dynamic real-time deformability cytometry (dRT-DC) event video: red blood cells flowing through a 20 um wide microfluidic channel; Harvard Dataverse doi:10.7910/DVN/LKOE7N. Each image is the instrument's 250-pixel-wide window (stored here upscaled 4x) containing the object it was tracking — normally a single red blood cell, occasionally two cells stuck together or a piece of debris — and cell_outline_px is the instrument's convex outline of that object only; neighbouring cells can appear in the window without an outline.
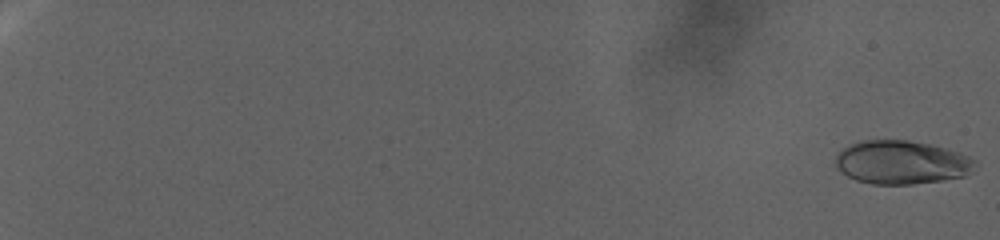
{"species": "human", "species_latin": "Homo sapiens", "temperature_condition": "warm", "stored_images_in_passage": 114, "camera_frame_rate_fps": 3000, "um_per_image_px": 0.085, "donor": {"sex": "female"}, "frame": {"image": 1, "passage_image": 1, "time_ms": 0.0, "image_size_px": [1000, 240], "cell_outline_px": [[976, 160], [964, 176], [940, 180], [912, 184], [872, 184], [856, 180], [848, 176], [836, 168], [836, 156], [844, 148], [852, 144], [864, 140], [908, 140], [928, 144], [960, 152]], "centroid_in_image_um": [76.59, 13.8], "position_along_channel_um": 8.4, "area_um2": 34.85}}
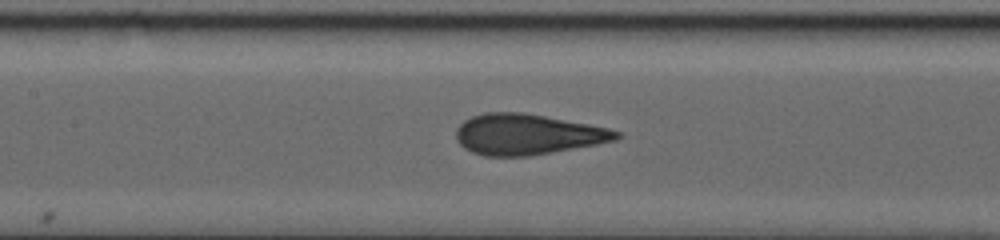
{"frame": {"image": 2, "passage_image": 64, "time_ms": 21.0, "image_size_px": [1000, 240], "cell_outline_px": [[620, 136], [616, 140], [596, 144], [528, 156], [484, 156], [472, 152], [464, 148], [456, 140], [456, 128], [464, 120], [472, 116], [484, 112], [524, 112], [588, 124], [608, 128], [620, 132]], "centroid_in_image_um": [44.77, 11.41], "position_along_channel_um": 162.6, "area_um2": 37.86}}
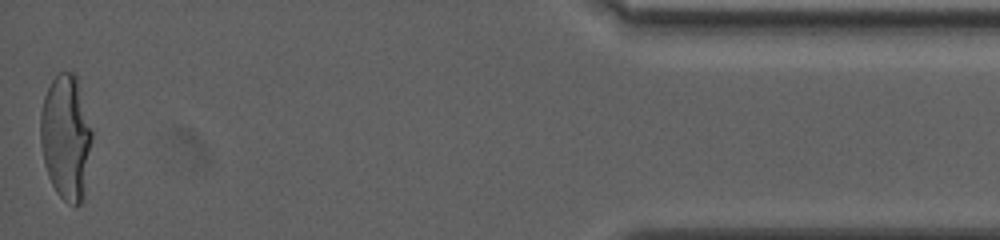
{"frame": {"image": 3, "passage_image": 113, "time_ms": 37.333, "image_size_px": [1000, 240], "cell_outline_px": [[92, 136], [84, 200], [80, 204], [68, 204], [56, 192], [48, 176], [44, 164], [40, 144], [40, 112], [44, 96], [52, 80], [60, 72], [76, 72], [92, 132]], "centroid_in_image_um": [5.6, 11.68], "position_along_channel_um": 429.6, "area_um2": 37.8}}